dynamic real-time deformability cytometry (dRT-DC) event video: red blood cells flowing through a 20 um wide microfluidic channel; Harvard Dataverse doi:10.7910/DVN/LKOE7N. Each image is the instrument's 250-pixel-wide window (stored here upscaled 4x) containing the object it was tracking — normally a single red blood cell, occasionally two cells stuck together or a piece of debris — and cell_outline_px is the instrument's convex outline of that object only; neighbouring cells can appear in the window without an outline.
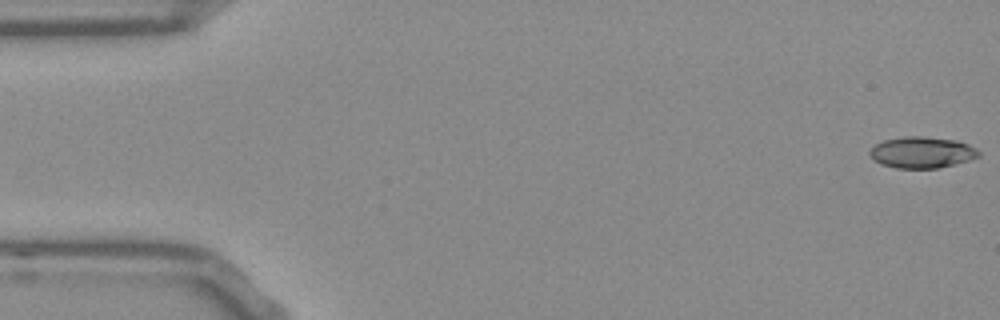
{"species": "Egyptian fruit bat (a non-hibernating species)", "species_latin": "Rousettus aegyptiacus", "temperature_condition": "room temperature", "stored_images_in_passage": 53, "camera_frame_rate_fps": 3000, "um_per_image_px": 0.085, "frame": {"image": 1, "passage_image": 1, "time_ms": 0.0, "image_size_px": [1000, 320], "cell_outline_px": [[980, 156], [968, 160], [936, 168], [896, 168], [880, 164], [868, 152], [876, 144], [884, 140], [904, 136], [924, 136], [956, 140], [968, 144], [976, 148], [980, 152]], "centroid_in_image_um": [78.37, 12.94], "position_along_channel_um": 6.6, "area_um2": 19.71}}
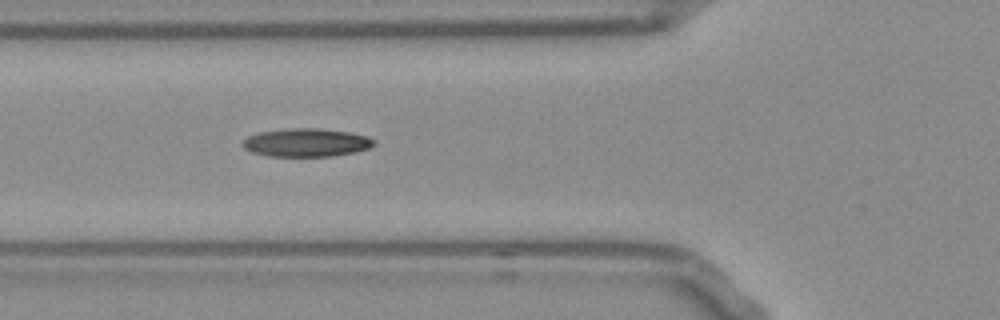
{"frame": {"image": 2, "passage_image": 19, "time_ms": 6.0, "image_size_px": [1000, 320], "cell_outline_px": [[376, 144], [368, 148], [356, 152], [332, 156], [268, 156], [252, 152], [244, 148], [240, 144], [248, 136], [260, 132], [288, 128], [316, 128], [348, 132], [368, 136], [376, 140]], "centroid_in_image_um": [26.05, 12.12], "position_along_channel_um": 99.8, "area_um2": 21.68}}
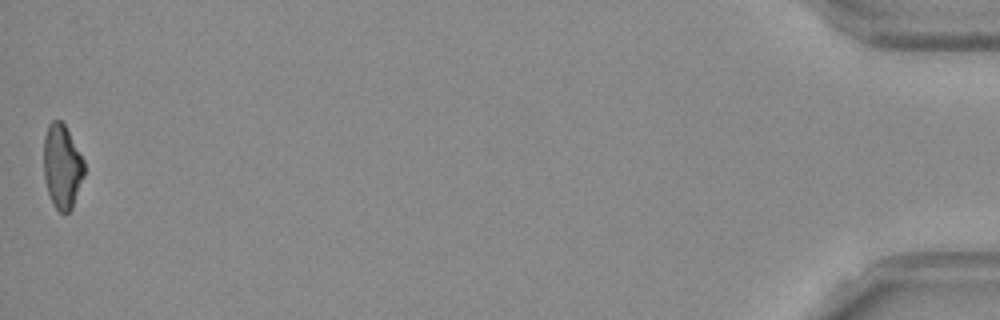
{"frame": {"image": 3, "passage_image": 53, "time_ms": 17.333, "image_size_px": [1000, 320], "cell_outline_px": [[84, 176], [72, 208], [68, 212], [60, 212], [52, 204], [48, 192], [44, 176], [44, 136], [48, 124], [52, 120], [60, 120], [64, 124], [84, 160]], "centroid_in_image_um": [5.27, 14.14], "position_along_channel_um": 429.9, "area_um2": 19.77}, "authors_computed_cell_mechanics": {"area_um2": 20.4612, "velocity_mm_per_s": 3.8072, "shape_relaxation_time_tau1_ms": null, "shape_relaxation_time_tau2_ms": 4.1724, "deformation_change_tau1": null, "deformation_change_tau2": 0.1264}}